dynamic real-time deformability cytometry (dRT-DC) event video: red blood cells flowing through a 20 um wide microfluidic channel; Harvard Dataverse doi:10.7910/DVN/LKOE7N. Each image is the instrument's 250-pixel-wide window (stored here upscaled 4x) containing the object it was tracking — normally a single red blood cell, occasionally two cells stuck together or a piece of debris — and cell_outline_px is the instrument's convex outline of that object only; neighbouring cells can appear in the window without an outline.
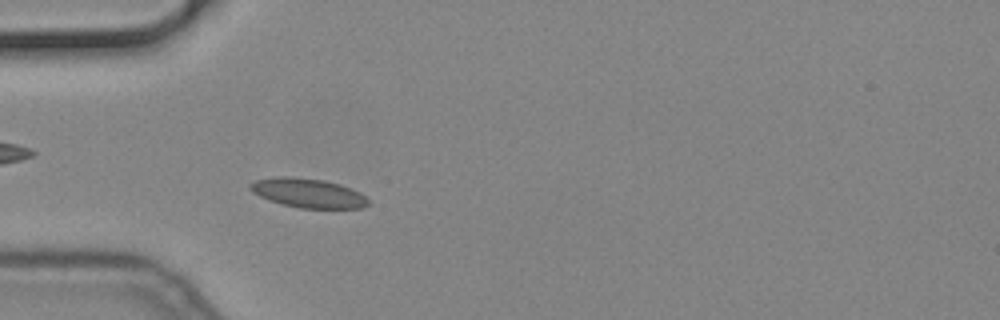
{"species": "common noctule bat (a hibernating species)", "species_latin": "Nyctalus noctula", "temperature_condition": "cold", "stored_images_in_passage": 52, "camera_frame_rate_fps": 3000, "um_per_image_px": 0.085, "animal": {"sex": "male", "body_mass_g": 19.2, "forearm_length_mm": 51.8}, "frame": {"image": 1, "passage_image": 13, "time_ms": 4.0, "image_size_px": [1000, 320], "cell_outline_px": [[368, 204], [364, 208], [300, 208], [284, 204], [260, 196], [252, 192], [248, 188], [248, 184], [256, 180], [276, 176], [288, 176], [324, 180], [340, 184], [352, 188], [360, 192], [368, 200]], "centroid_in_image_um": [26.19, 16.39], "position_along_channel_um": 58.8, "area_um2": 20.06}}
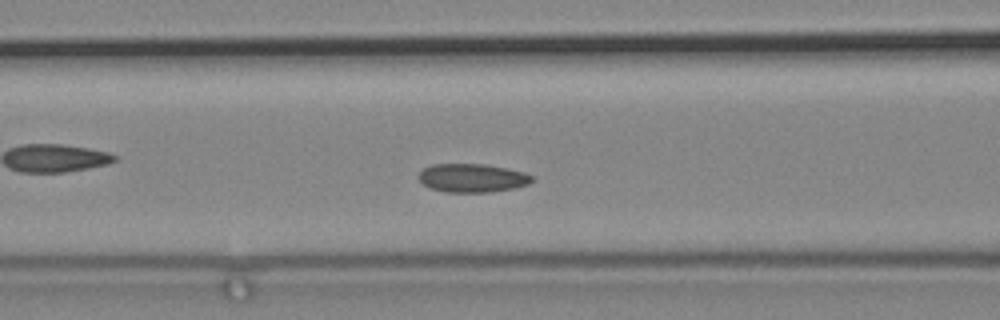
{"frame": {"image": 2, "passage_image": 19, "time_ms": 6.0, "image_size_px": [1000, 320], "cell_outline_px": [[532, 180], [528, 184], [512, 188], [492, 192], [444, 192], [428, 188], [416, 176], [424, 168], [432, 164], [484, 164], [524, 172], [532, 176]], "centroid_in_image_um": [40.09, 15.13], "position_along_channel_um": 126.5, "area_um2": 18.79}}
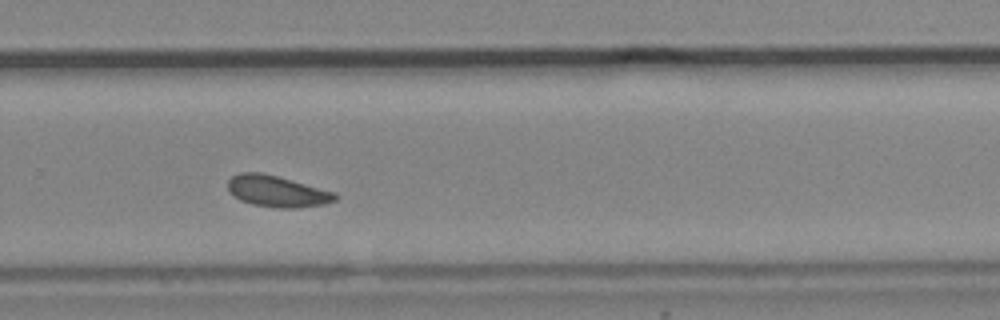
{"frame": {"image": 3, "passage_image": 34, "time_ms": 11.0, "image_size_px": [1000, 320], "cell_outline_px": [[336, 200], [324, 204], [300, 208], [276, 208], [252, 204], [240, 200], [232, 196], [228, 188], [228, 180], [232, 176], [240, 172], [260, 172], [276, 176], [336, 192]], "centroid_in_image_um": [23.53, 16.27], "position_along_channel_um": 306.3, "area_um2": 19.59}}